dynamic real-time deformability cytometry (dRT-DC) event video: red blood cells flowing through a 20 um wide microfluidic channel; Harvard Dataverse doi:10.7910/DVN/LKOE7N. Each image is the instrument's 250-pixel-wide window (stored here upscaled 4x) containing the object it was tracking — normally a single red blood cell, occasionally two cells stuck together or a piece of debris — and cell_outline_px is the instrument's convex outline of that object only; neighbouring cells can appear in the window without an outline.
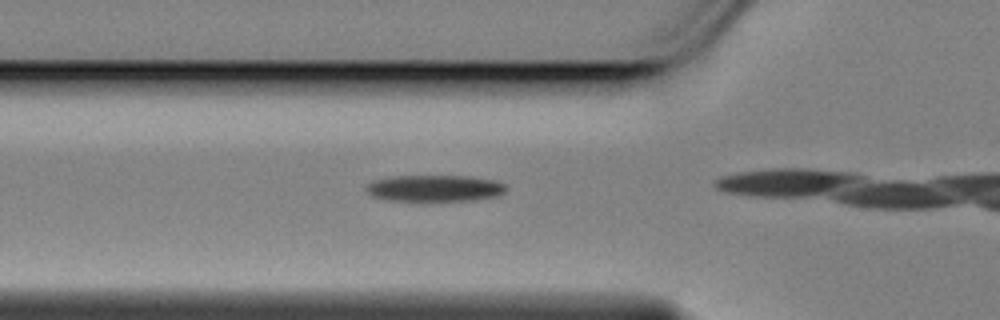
{"species": "Egyptian fruit bat (a non-hibernating species)", "species_latin": "Rousettus aegyptiacus", "temperature_condition": "cold", "stored_images_in_passage": 13, "camera_frame_rate_fps": 3000, "um_per_image_px": 0.085, "animal": {"sex": "female"}, "frame": {"image": 1, "passage_image": 10, "time_ms": 3.0, "image_size_px": [1000, 320], "cell_outline_px": [[504, 192], [500, 196], [476, 200], [432, 204], [416, 204], [384, 200], [372, 196], [364, 188], [368, 184], [376, 180], [396, 176], [464, 176], [492, 180], [504, 184]], "centroid_in_image_um": [36.9, 16.08], "position_along_channel_um": 88.9, "area_um2": 22.83}}